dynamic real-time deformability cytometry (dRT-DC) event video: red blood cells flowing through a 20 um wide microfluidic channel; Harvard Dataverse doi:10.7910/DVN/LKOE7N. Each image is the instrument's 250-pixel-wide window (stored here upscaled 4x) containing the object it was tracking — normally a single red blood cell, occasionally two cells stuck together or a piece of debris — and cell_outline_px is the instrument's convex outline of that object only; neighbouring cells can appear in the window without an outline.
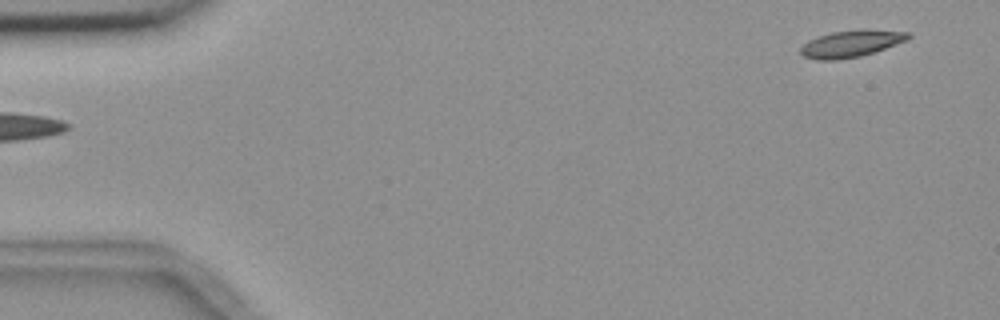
{"species": "common noctule bat (a hibernating species)", "species_latin": "Nyctalus noctula", "temperature_condition": "room temperature", "stored_images_in_passage": 3, "segment_of_instrument_passage": [2, 2], "camera_frame_rate_fps": 3000, "um_per_image_px": 0.085, "animal": {"sex": "female", "body_mass_g": 18.4}, "frame": {"image": 1, "passage_image": 3, "time_ms": 2.333, "image_size_px": [1000, 320], "cell_outline_px": [[912, 36], [908, 40], [860, 56], [836, 60], [816, 60], [804, 56], [800, 52], [800, 48], [808, 40], [832, 32], [912, 32]], "centroid_in_image_um": [72.28, 3.77], "position_along_channel_um": 12.7, "area_um2": 15.78}}